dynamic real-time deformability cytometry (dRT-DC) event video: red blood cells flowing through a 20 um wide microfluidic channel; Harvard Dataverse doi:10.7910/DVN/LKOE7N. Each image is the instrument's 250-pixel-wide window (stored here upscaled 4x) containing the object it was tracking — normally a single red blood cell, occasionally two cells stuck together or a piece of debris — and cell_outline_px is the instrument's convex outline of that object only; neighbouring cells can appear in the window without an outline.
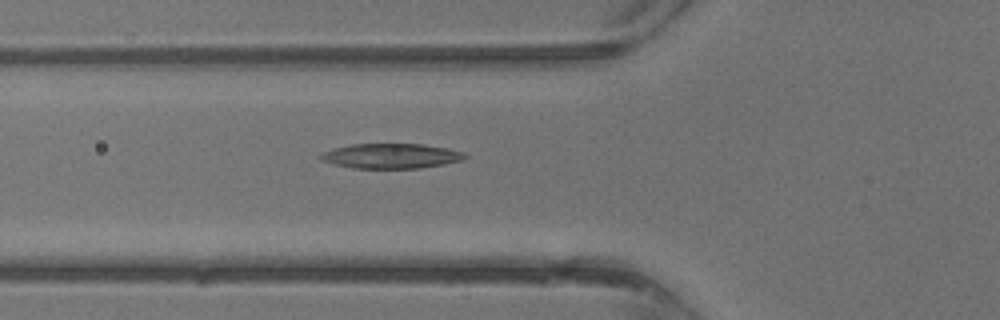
{"species": "common noctule bat (a hibernating species)", "species_latin": "Nyctalus noctula", "temperature_condition": "warm", "stored_images_in_passage": 38, "camera_frame_rate_fps": 3000, "um_per_image_px": 0.085, "animal": {"sex": "male", "body_mass_g": 13.3}, "frame": {"image": 1, "passage_image": 14, "time_ms": 4.333, "image_size_px": [1000, 320], "cell_outline_px": [[468, 156], [464, 160], [444, 164], [420, 168], [352, 168], [332, 164], [324, 160], [320, 156], [320, 152], [332, 148], [352, 144], [424, 144], [448, 148], [464, 152]], "centroid_in_image_um": [33.26, 13.25], "position_along_channel_um": 92.5, "area_um2": 21.1}}
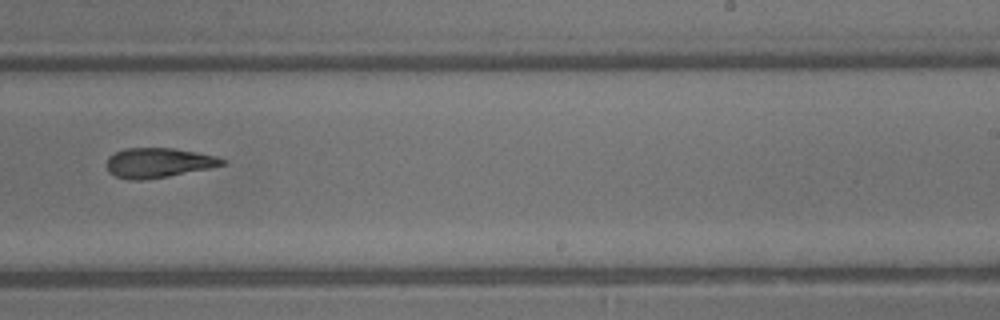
{"frame": {"image": 2, "passage_image": 24, "time_ms": 7.667, "image_size_px": [1000, 320], "cell_outline_px": [[228, 164], [168, 176], [144, 180], [128, 180], [116, 176], [108, 172], [108, 156], [124, 148], [172, 148], [196, 152], [216, 156], [228, 160]], "centroid_in_image_um": [13.48, 13.83], "position_along_channel_um": 275.5, "area_um2": 20.0}}
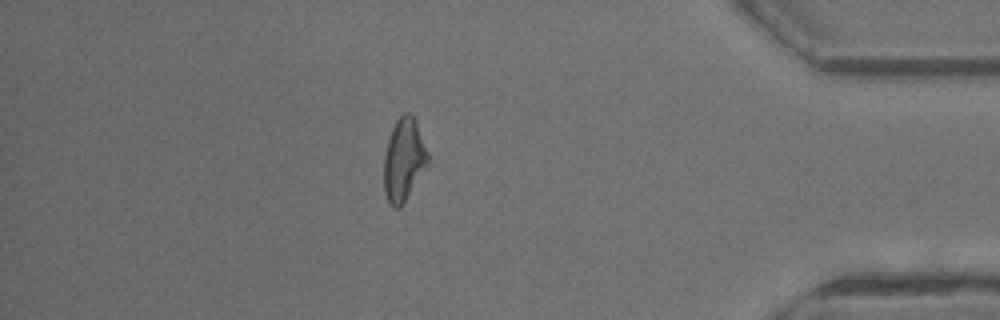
{"frame": {"image": 3, "passage_image": 33, "time_ms": 10.667, "image_size_px": [1000, 320], "cell_outline_px": [[428, 164], [400, 208], [396, 208], [388, 200], [384, 192], [384, 156], [388, 140], [392, 128], [396, 120], [404, 112], [408, 112], [416, 120], [428, 152]], "centroid_in_image_um": [34.32, 13.55], "position_along_channel_um": 400.9, "area_um2": 20.92}}